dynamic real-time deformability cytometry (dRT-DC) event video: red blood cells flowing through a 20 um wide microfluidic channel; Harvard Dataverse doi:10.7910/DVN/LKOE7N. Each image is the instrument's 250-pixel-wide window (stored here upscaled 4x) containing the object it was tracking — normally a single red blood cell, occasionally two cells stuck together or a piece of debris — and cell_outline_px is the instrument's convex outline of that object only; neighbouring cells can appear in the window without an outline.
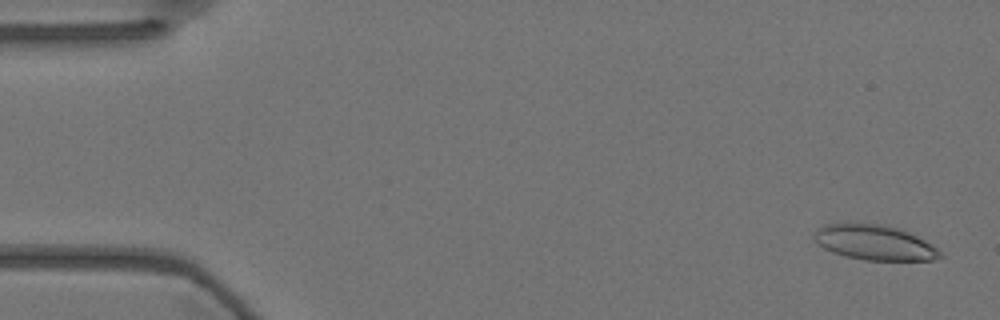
{"species": "Egyptian fruit bat (a non-hibernating species)", "species_latin": "Rousettus aegyptiacus", "temperature_condition": "warm", "stored_images_in_passage": 56, "camera_frame_rate_fps": 3000, "um_per_image_px": 0.085, "animal": {"sex": "female"}, "frame": {"image": 1, "passage_image": 2, "time_ms": 0.333, "image_size_px": [1000, 320], "cell_outline_px": [[944, 256], [936, 260], [864, 260], [832, 252], [824, 248], [812, 236], [824, 224], [876, 224], [896, 228], [908, 232], [932, 244]], "centroid_in_image_um": [74.37, 20.63], "position_along_channel_um": 10.6, "area_um2": 25.14}}
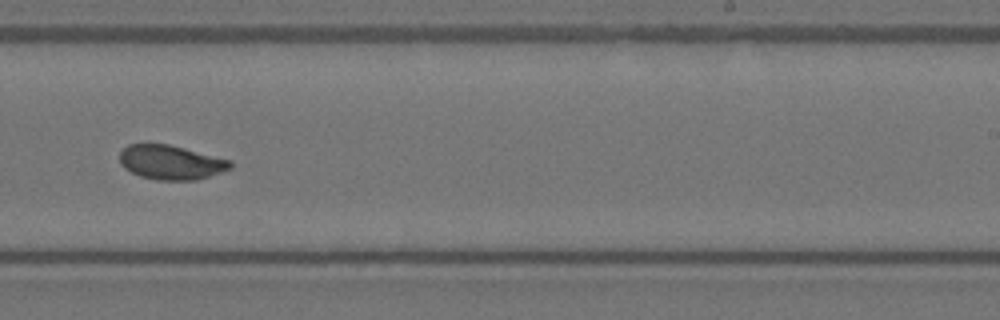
{"frame": {"image": 2, "passage_image": 35, "time_ms": 11.333, "image_size_px": [1000, 320], "cell_outline_px": [[232, 168], [196, 180], [156, 180], [140, 176], [124, 168], [120, 164], [120, 152], [128, 144], [168, 144], [232, 160]], "centroid_in_image_um": [14.52, 13.8], "position_along_channel_um": 274.5, "area_um2": 22.08}}
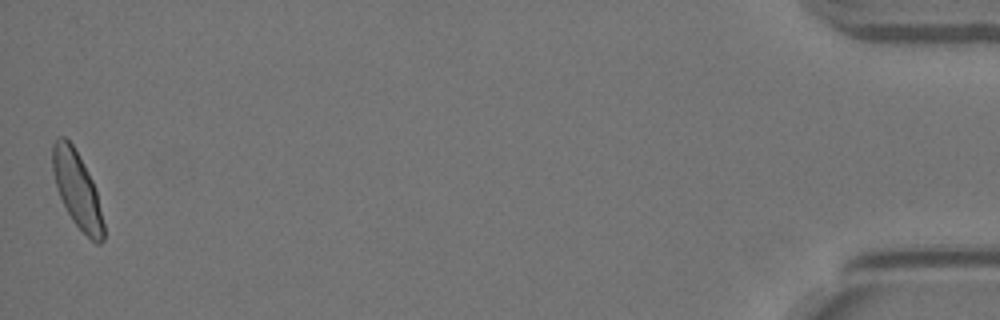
{"frame": {"image": 3, "passage_image": 56, "time_ms": 18.333, "image_size_px": [1000, 320], "cell_outline_px": [[104, 240], [100, 244], [96, 244], [72, 220], [60, 196], [52, 172], [52, 144], [60, 136], [64, 136], [72, 144], [88, 172], [92, 180], [96, 192], [104, 224]], "centroid_in_image_um": [6.55, 16.12], "position_along_channel_um": 428.7, "area_um2": 22.08}, "authors_computed_cell_mechanics": {"area_um2": 22.8021, "velocity_mm_per_s": 3.5648, "shape_relaxation_time_tau1_ms": 8.147, "shape_relaxation_time_tau2_ms": 1.3651, "deformation_change_tau1": 0.208, "deformation_change_tau2": 0.0501}}